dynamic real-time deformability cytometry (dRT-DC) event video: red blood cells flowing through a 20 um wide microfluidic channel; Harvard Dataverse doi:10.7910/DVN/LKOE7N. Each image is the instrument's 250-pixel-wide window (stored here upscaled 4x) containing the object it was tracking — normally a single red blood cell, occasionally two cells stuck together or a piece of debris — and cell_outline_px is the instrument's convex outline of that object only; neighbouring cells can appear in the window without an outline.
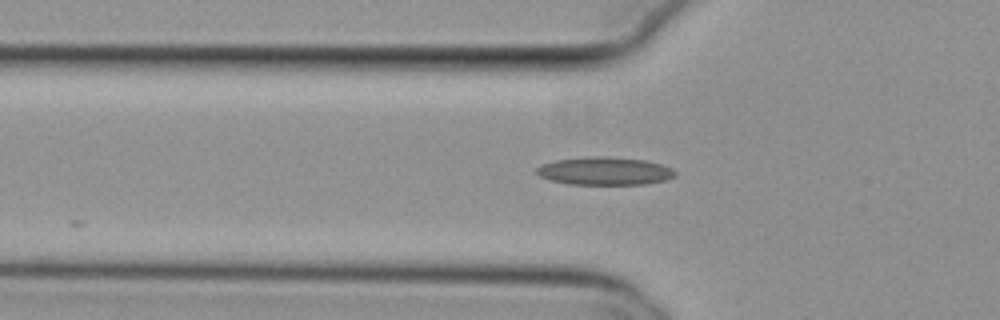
{"species": "common noctule bat (a hibernating species)", "species_latin": "Nyctalus noctula", "temperature_condition": "cold", "stored_images_in_passage": 6, "camera_frame_rate_fps": 3000, "um_per_image_px": 0.085, "animal": {"sex": "female", "body_mass_g": 29.2, "forearm_length_mm": 56.3}, "frame": {"image": 1, "passage_image": 4, "time_ms": 1.0, "image_size_px": [1000, 320], "cell_outline_px": [[676, 176], [664, 180], [648, 184], [568, 184], [548, 180], [540, 176], [536, 172], [536, 168], [540, 164], [556, 160], [592, 156], [600, 156], [644, 160], [660, 164], [672, 168], [676, 172]], "centroid_in_image_um": [51.37, 14.54], "position_along_channel_um": 74.4, "area_um2": 22.54}}